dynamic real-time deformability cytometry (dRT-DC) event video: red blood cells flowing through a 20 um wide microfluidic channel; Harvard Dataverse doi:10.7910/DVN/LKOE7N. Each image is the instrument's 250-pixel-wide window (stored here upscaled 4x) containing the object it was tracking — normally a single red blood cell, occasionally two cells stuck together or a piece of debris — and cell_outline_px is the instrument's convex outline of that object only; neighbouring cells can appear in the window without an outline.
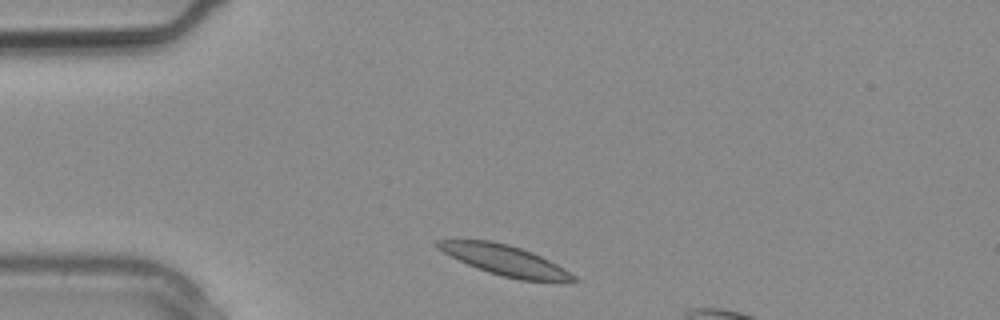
{"species": "common noctule bat (a hibernating species)", "species_latin": "Nyctalus noctula", "temperature_condition": "warm", "stored_images_in_passage": 2, "camera_frame_rate_fps": 3000, "um_per_image_px": 0.085, "animal": {"sex": "male", "body_mass_g": 20.4}, "frame": {"image": 1, "passage_image": 1, "time_ms": 0.0, "image_size_px": [1000, 320], "cell_outline_px": [[580, 280], [520, 280], [488, 272], [476, 268], [436, 248], [432, 244], [432, 240], [492, 240], [508, 244], [532, 252], [564, 268], [576, 276]], "centroid_in_image_um": [42.84, 22.09], "position_along_channel_um": 42.2, "area_um2": 23.52}}